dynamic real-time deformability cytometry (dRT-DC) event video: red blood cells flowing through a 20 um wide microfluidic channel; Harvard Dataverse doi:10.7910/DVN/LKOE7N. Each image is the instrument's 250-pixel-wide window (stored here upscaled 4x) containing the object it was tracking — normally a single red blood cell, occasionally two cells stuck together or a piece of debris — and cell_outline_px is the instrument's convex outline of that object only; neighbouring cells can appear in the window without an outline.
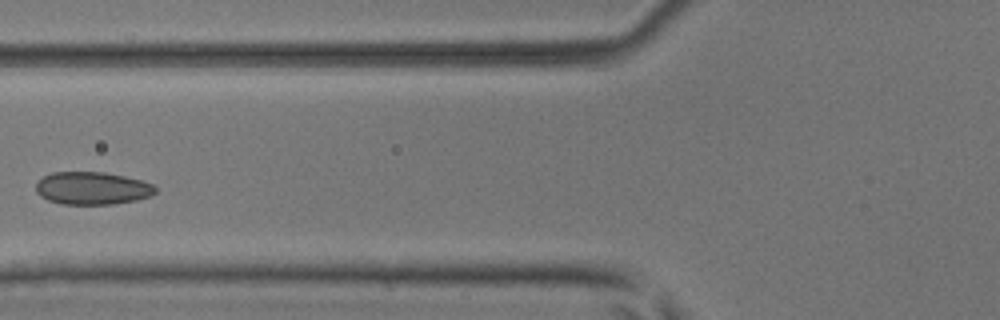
{"species": "common noctule bat (a hibernating species)", "species_latin": "Nyctalus noctula", "temperature_condition": "room temperature", "stored_images_in_passage": 2, "camera_frame_rate_fps": 3000, "um_per_image_px": 0.085, "animal": {"sex": "male", "body_mass_g": 17.9, "forearm_length_mm": 54.2}, "frame": {"image": 1, "passage_image": 2, "time_ms": 0.333, "image_size_px": [1000, 320], "cell_outline_px": [[156, 192], [148, 196], [136, 200], [112, 204], [60, 204], [48, 200], [40, 196], [36, 192], [36, 184], [44, 176], [52, 172], [104, 172], [124, 176], [140, 180], [152, 184], [156, 188]], "centroid_in_image_um": [7.81, 16.0], "position_along_channel_um": 118.0, "area_um2": 22.66}}